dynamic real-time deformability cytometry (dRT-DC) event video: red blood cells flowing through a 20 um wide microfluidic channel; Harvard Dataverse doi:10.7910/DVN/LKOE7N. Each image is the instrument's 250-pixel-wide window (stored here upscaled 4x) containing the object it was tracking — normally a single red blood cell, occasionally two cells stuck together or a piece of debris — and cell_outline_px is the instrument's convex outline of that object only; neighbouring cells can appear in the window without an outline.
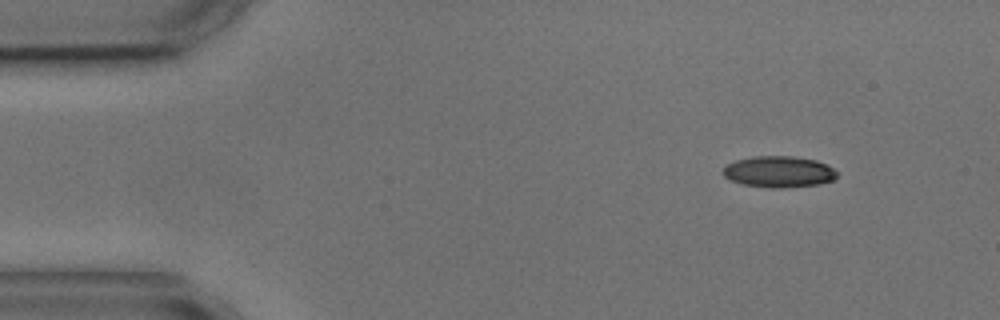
{"species": "common noctule bat (a hibernating species)", "species_latin": "Nyctalus noctula", "temperature_condition": "cold", "stored_images_in_passage": 2, "camera_frame_rate_fps": 3000, "um_per_image_px": 0.085, "animal": {"sex": "male", "body_mass_g": 17.9, "forearm_length_mm": 54.2}, "frame": {"image": 1, "passage_image": 2, "time_ms": 1.333, "image_size_px": [1000, 320], "cell_outline_px": [[836, 176], [832, 180], [820, 184], [780, 188], [772, 188], [744, 184], [732, 180], [724, 176], [724, 168], [728, 164], [736, 160], [752, 156], [792, 156], [816, 160], [828, 164], [836, 172]], "centroid_in_image_um": [66.22, 14.59], "position_along_channel_um": 18.8, "area_um2": 20.58}}